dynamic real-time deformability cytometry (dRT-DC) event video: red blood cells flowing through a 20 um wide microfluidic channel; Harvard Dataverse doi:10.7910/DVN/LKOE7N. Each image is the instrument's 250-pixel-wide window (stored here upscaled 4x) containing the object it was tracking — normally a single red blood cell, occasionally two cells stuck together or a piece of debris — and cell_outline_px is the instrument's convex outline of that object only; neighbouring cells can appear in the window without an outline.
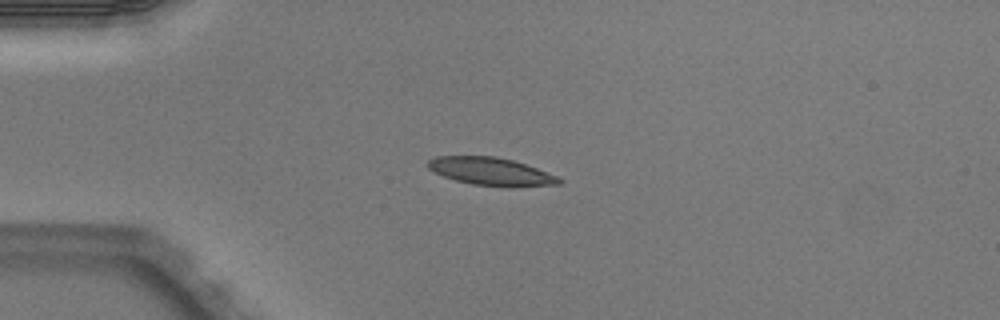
{"species": "Egyptian fruit bat (a non-hibernating species)", "species_latin": "Rousettus aegyptiacus", "temperature_condition": "warm", "stored_images_in_passage": 4, "camera_frame_rate_fps": 3000, "um_per_image_px": 0.085, "animal": {"sex": "male"}, "frame": {"image": 1, "passage_image": 2, "time_ms": 0.333, "image_size_px": [1000, 320], "cell_outline_px": [[564, 180], [560, 184], [512, 188], [472, 184], [456, 180], [444, 176], [428, 168], [424, 164], [428, 160], [436, 156], [496, 156], [512, 160], [560, 176]], "centroid_in_image_um": [41.78, 14.59], "position_along_channel_um": 43.2, "area_um2": 21.56}}